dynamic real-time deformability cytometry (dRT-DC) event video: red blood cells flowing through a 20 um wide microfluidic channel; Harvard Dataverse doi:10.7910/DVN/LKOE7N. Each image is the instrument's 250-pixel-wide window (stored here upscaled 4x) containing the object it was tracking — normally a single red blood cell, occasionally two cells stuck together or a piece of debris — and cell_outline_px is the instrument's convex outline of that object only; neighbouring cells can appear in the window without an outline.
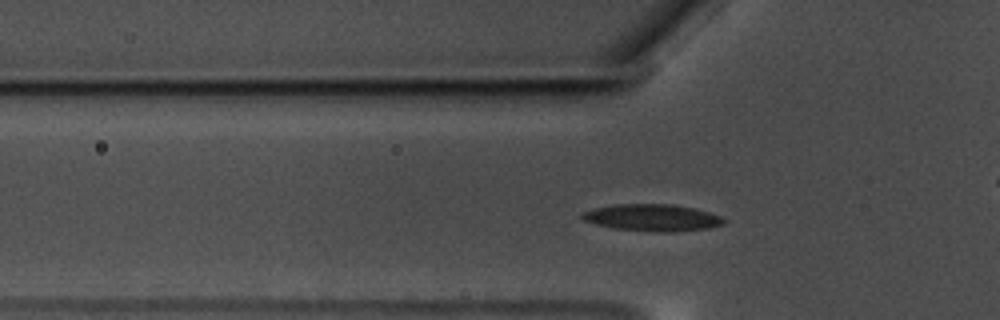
{"species": "common noctule bat (a hibernating species)", "species_latin": "Nyctalus noctula", "temperature_condition": "warm", "stored_images_in_passage": 54, "camera_frame_rate_fps": 3000, "um_per_image_px": 0.085, "animal": {"sex": "male", "body_mass_g": 17.5, "forearm_length_mm": 52.3}, "frame": {"image": 1, "passage_image": 14, "time_ms": 4.333, "image_size_px": [1000, 320], "cell_outline_px": [[728, 220], [724, 224], [708, 228], [672, 232], [656, 232], [612, 228], [596, 224], [584, 220], [580, 216], [580, 212], [612, 204], [672, 204], [696, 208], [720, 216]], "centroid_in_image_um": [55.45, 18.5], "position_along_channel_um": 70.3, "area_um2": 22.37}}
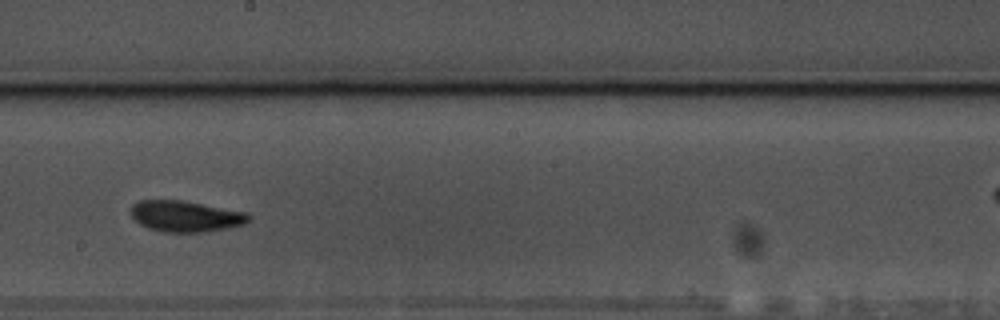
{"frame": {"image": 2, "passage_image": 28, "time_ms": 9.0, "image_size_px": [1000, 320], "cell_outline_px": [[248, 220], [244, 224], [228, 228], [204, 232], [164, 232], [148, 228], [140, 224], [128, 212], [128, 208], [132, 204], [140, 200], [180, 200], [248, 212]], "centroid_in_image_um": [15.72, 18.38], "position_along_channel_um": 232.5, "area_um2": 21.39}}
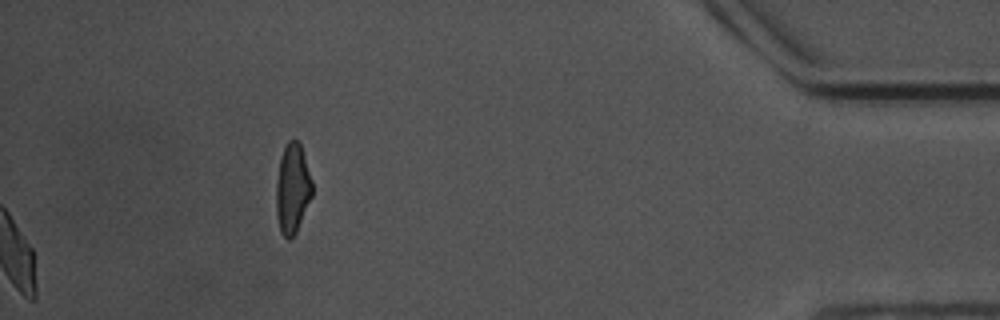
{"frame": {"image": 3, "passage_image": 54, "time_ms": 17.667, "image_size_px": [1000, 320], "cell_outline_px": [[312, 196], [296, 232], [288, 240], [280, 232], [276, 212], [276, 180], [280, 156], [288, 140], [296, 140], [300, 144], [312, 180]], "centroid_in_image_um": [24.84, 16.03], "position_along_channel_um": 410.4, "area_um2": 18.79}, "authors_computed_cell_mechanics": {"area_um2": 20.2589, "velocity_mm_per_s": 3.4925, "shape_relaxation_time_tau1_ms": 4.063, "shape_relaxation_time_tau2_ms": 2.3809, "deformation_change_tau1": 0.146, "deformation_change_tau2": 0.0859}}